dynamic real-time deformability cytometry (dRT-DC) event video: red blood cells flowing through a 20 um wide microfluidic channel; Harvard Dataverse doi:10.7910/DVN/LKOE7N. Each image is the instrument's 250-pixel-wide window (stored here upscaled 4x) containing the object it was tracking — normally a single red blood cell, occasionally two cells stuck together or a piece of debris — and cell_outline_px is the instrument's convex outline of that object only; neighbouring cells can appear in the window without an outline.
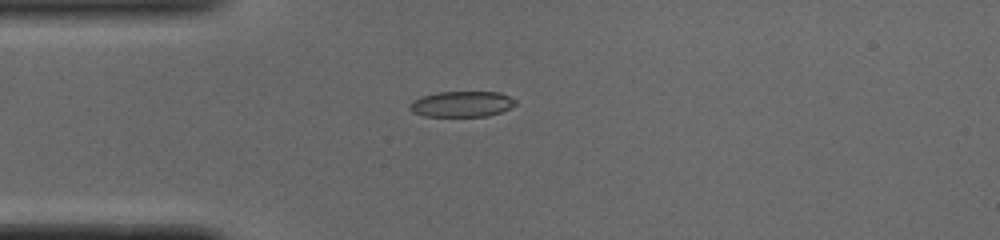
{"species": "common noctule bat (a hibernating species)", "species_latin": "Nyctalus noctula", "temperature_condition": "cold", "stored_images_in_passage": 39, "camera_frame_rate_fps": 3000, "um_per_image_px": 0.085, "animal": {"sex": "male", "body_mass_g": 19.0, "forearm_length_mm": 50.8}, "frame": {"image": 1, "passage_image": 1, "time_ms": 0.0, "image_size_px": [1000, 240], "cell_outline_px": [[516, 104], [500, 112], [488, 116], [424, 116], [412, 112], [408, 108], [408, 104], [412, 100], [420, 96], [436, 92], [500, 92], [516, 100]], "centroid_in_image_um": [39.19, 8.84], "position_along_channel_um": 45.8, "area_um2": 15.95}}
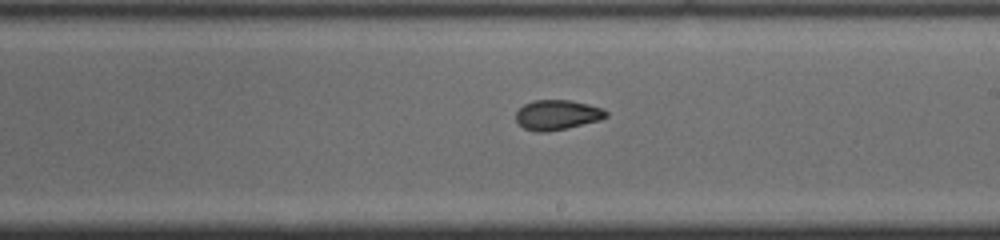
{"frame": {"image": 2, "passage_image": 17, "time_ms": 5.333, "image_size_px": [1000, 240], "cell_outline_px": [[608, 116], [600, 120], [568, 128], [544, 132], [536, 132], [524, 128], [516, 120], [516, 112], [524, 104], [532, 100], [568, 100], [588, 104], [604, 108], [608, 112]], "centroid_in_image_um": [47.38, 9.76], "position_along_channel_um": 241.6, "area_um2": 15.78}}
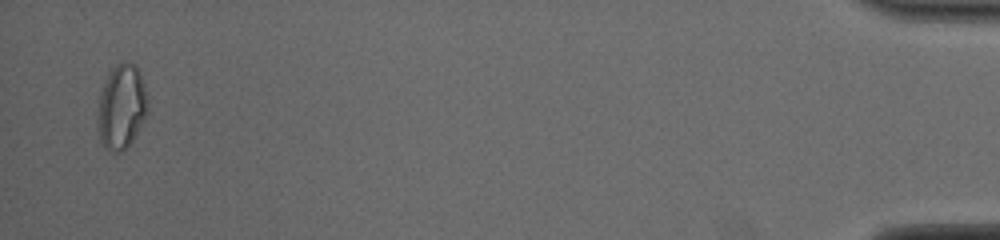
{"frame": {"image": 3, "passage_image": 38, "time_ms": 12.333, "image_size_px": [1000, 240], "cell_outline_px": [[148, 108], [144, 120], [132, 140], [120, 152], [108, 152], [104, 148], [100, 140], [96, 112], [100, 92], [112, 68], [116, 64], [136, 64], [140, 72], [144, 84], [148, 100]], "centroid_in_image_um": [10.31, 9.1], "position_along_channel_um": 424.9, "area_um2": 24.62}, "authors_computed_cell_mechanics": {"area_um2": 16.0106, "velocity_mm_per_s": 3.9021, "shape_relaxation_time_tau1_ms": null, "shape_relaxation_time_tau2_ms": 2.2306, "deformation_change_tau1": null, "deformation_change_tau2": 0.0706}}